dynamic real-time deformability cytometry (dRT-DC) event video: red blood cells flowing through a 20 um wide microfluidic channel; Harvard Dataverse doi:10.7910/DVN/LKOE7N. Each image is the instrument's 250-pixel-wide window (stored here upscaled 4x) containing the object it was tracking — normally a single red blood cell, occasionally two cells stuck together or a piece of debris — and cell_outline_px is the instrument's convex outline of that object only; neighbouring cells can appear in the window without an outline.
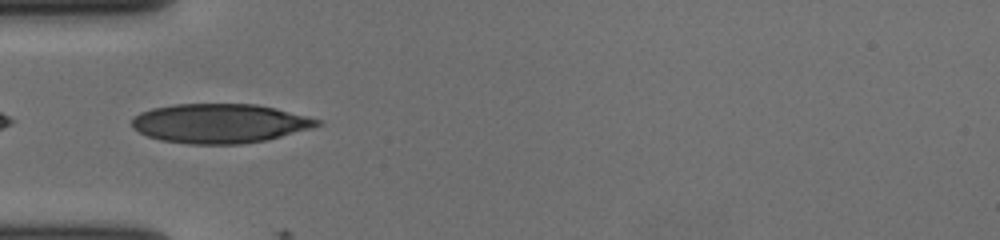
{"species": "human", "species_latin": "Homo sapiens", "temperature_condition": "cold", "stored_images_in_passage": 39, "camera_frame_rate_fps": 3000, "um_per_image_px": 0.085, "donor": {"sex": "female"}, "frame": {"image": 1, "passage_image": 1, "time_ms": 0.0, "image_size_px": [1000, 240], "cell_outline_px": [[324, 124], [312, 128], [268, 140], [244, 144], [184, 144], [160, 140], [148, 136], [132, 128], [132, 116], [140, 112], [152, 108], [176, 104], [256, 104], [276, 108], [324, 120]], "centroid_in_image_um": [18.71, 10.49], "position_along_channel_um": 66.3, "area_um2": 42.95}}
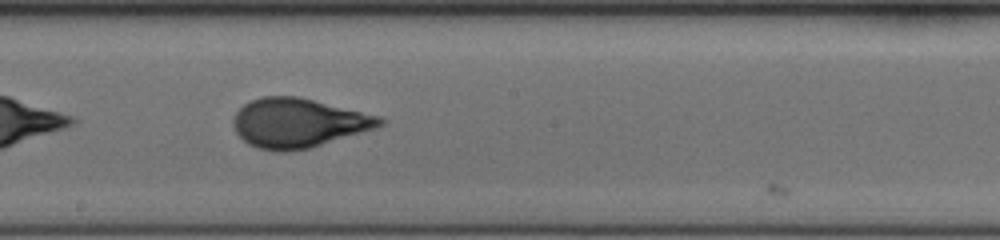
{"frame": {"image": 2, "passage_image": 14, "time_ms": 4.333, "image_size_px": [1000, 240], "cell_outline_px": [[388, 120], [384, 124], [376, 128], [312, 148], [284, 152], [280, 152], [256, 148], [248, 144], [236, 132], [232, 124], [232, 120], [236, 112], [244, 104], [252, 100], [264, 96], [300, 96], [380, 116]], "centroid_in_image_um": [25.38, 10.45], "position_along_channel_um": 222.8, "area_um2": 42.43}}
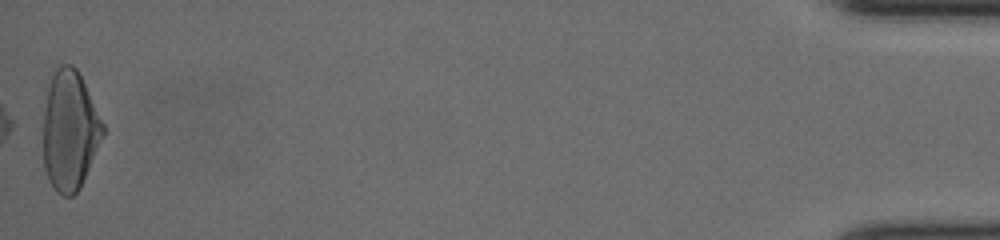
{"frame": {"image": 3, "passage_image": 39, "time_ms": 12.667, "image_size_px": [1000, 240], "cell_outline_px": [[104, 136], [80, 188], [72, 196], [64, 196], [56, 192], [48, 180], [44, 168], [44, 112], [48, 84], [56, 68], [60, 64], [72, 64], [76, 68], [104, 124]], "centroid_in_image_um": [5.93, 11.12], "position_along_channel_um": 429.3, "area_um2": 41.5}, "authors_computed_cell_mechanics": {"area_um2": 40.9802, "velocity_mm_per_s": 3.6432, "shape_relaxation_time_tau1_ms": 5.238, "shape_relaxation_time_tau2_ms": null, "deformation_change_tau1": 0.2129, "deformation_change_tau2": null}}